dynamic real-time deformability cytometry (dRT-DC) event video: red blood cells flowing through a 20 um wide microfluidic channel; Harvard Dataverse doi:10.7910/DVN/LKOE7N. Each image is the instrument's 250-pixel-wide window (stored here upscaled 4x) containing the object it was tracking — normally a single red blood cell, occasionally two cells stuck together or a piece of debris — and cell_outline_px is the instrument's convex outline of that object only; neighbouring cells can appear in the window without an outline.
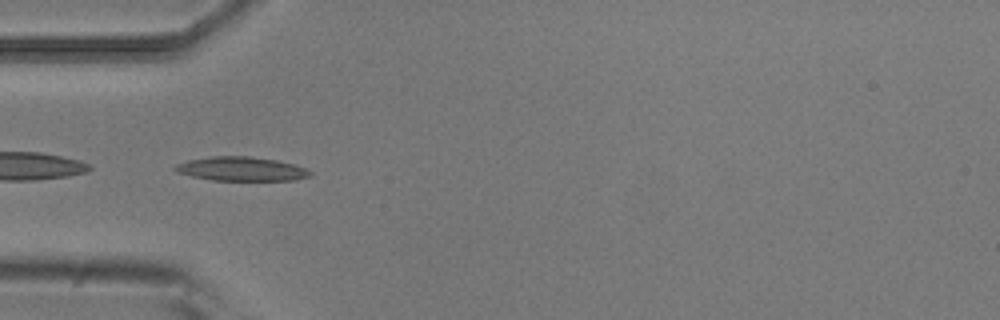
{"species": "common noctule bat (a hibernating species)", "species_latin": "Nyctalus noctula", "temperature_condition": "room temperature", "stored_images_in_passage": 7, "camera_frame_rate_fps": 3000, "um_per_image_px": 0.085, "animal": {"sex": "male", "body_mass_g": 20.5, "forearm_length_mm": 52.5}, "frame": {"image": 1, "passage_image": 5, "time_ms": 1.333, "image_size_px": [1000, 320], "cell_outline_px": [[312, 176], [292, 180], [212, 180], [192, 176], [176, 172], [172, 168], [176, 164], [188, 160], [212, 156], [248, 156], [276, 160], [292, 164], [304, 168], [312, 172]], "centroid_in_image_um": [20.48, 14.35], "position_along_channel_um": 64.5, "area_um2": 18.79}}
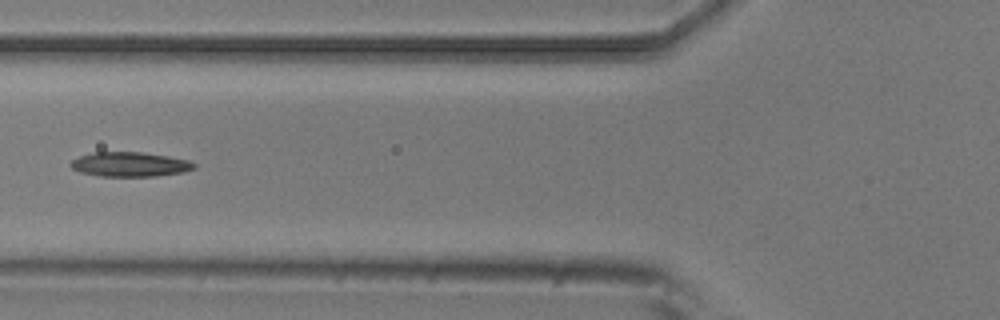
{"frame": {"image": 2, "passage_image": 6, "time_ms": 1.667, "image_size_px": [1000, 320], "cell_outline_px": [[196, 168], [184, 172], [156, 176], [100, 176], [80, 172], [72, 168], [68, 164], [72, 160], [80, 156], [92, 152], [144, 152], [168, 156], [188, 160], [196, 164]], "centroid_in_image_um": [11.04, 13.97], "position_along_channel_um": 114.8, "area_um2": 17.74}}
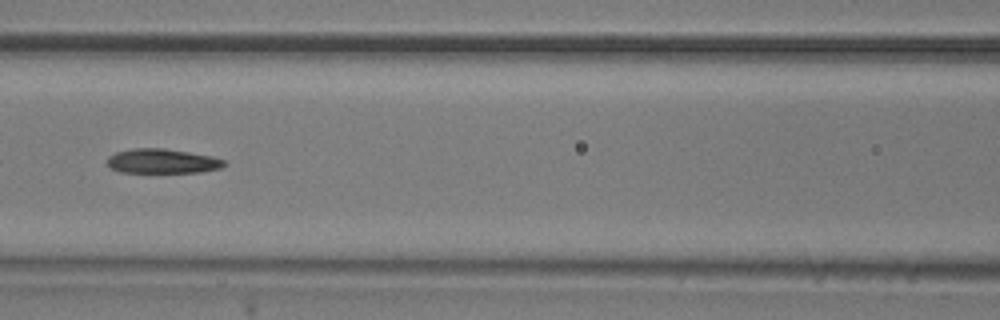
{"frame": {"image": 3, "passage_image": 7, "time_ms": 2.0, "image_size_px": [1000, 320], "cell_outline_px": [[228, 164], [220, 168], [200, 172], [120, 172], [112, 168], [108, 164], [108, 156], [116, 152], [132, 148], [164, 148], [212, 156], [224, 160]], "centroid_in_image_um": [13.81, 13.69], "position_along_channel_um": 152.8, "area_um2": 16.65}}